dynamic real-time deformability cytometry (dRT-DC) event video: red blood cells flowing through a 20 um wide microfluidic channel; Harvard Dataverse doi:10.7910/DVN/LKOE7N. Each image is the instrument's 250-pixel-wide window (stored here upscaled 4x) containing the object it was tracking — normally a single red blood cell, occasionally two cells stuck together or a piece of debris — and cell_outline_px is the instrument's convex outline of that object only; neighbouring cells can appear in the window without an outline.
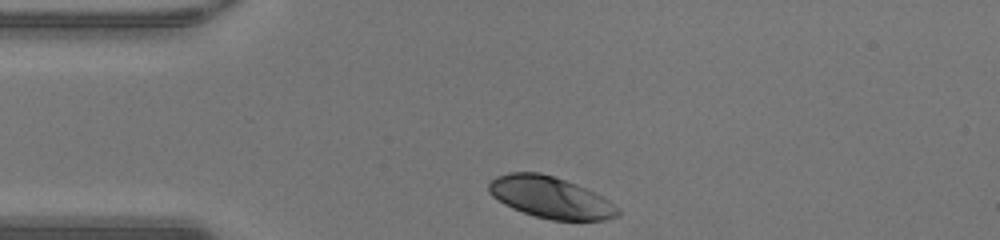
{"species": "human", "species_latin": "Homo sapiens", "temperature_condition": "warm", "stored_images_in_passage": 28, "camera_frame_rate_fps": 3000, "um_per_image_px": 0.085, "donor": {"sex": "male"}, "frame": {"image": 1, "passage_image": 1, "time_ms": 0.0, "image_size_px": [1000, 240], "cell_outline_px": [[620, 216], [604, 220], [552, 220], [536, 216], [512, 208], [504, 204], [492, 196], [488, 192], [488, 184], [496, 176], [508, 172], [540, 172], [576, 184], [608, 200], [620, 208]], "centroid_in_image_um": [46.78, 16.78], "position_along_channel_um": 38.2, "area_um2": 31.04}}
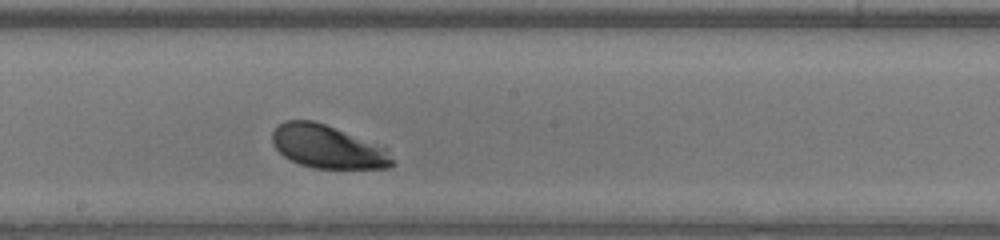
{"frame": {"image": 2, "passage_image": 16, "time_ms": 5.0, "image_size_px": [1000, 240], "cell_outline_px": [[396, 164], [388, 168], [312, 168], [300, 164], [284, 156], [272, 144], [272, 132], [284, 120], [312, 120], [324, 124], [388, 148], [396, 160]], "centroid_in_image_um": [27.89, 12.49], "position_along_channel_um": 220.3, "area_um2": 30.17}}
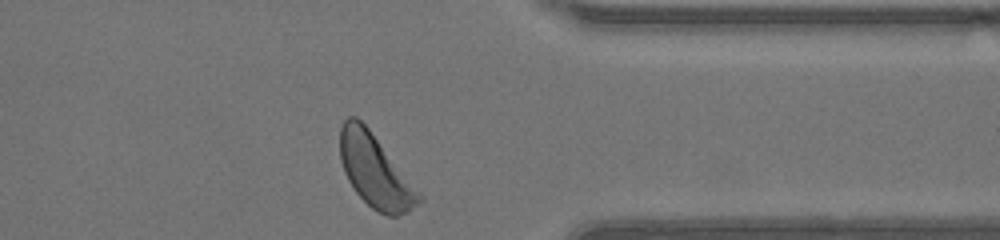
{"frame": {"image": 3, "passage_image": 28, "time_ms": 9.0, "image_size_px": [1000, 240], "cell_outline_px": [[424, 200], [420, 204], [408, 212], [396, 216], [388, 216], [372, 208], [356, 192], [348, 180], [344, 172], [340, 160], [340, 128], [344, 120], [348, 116], [356, 116], [368, 128], [424, 196]], "centroid_in_image_um": [31.91, 14.56], "position_along_channel_um": 379.5, "area_um2": 33.35}}